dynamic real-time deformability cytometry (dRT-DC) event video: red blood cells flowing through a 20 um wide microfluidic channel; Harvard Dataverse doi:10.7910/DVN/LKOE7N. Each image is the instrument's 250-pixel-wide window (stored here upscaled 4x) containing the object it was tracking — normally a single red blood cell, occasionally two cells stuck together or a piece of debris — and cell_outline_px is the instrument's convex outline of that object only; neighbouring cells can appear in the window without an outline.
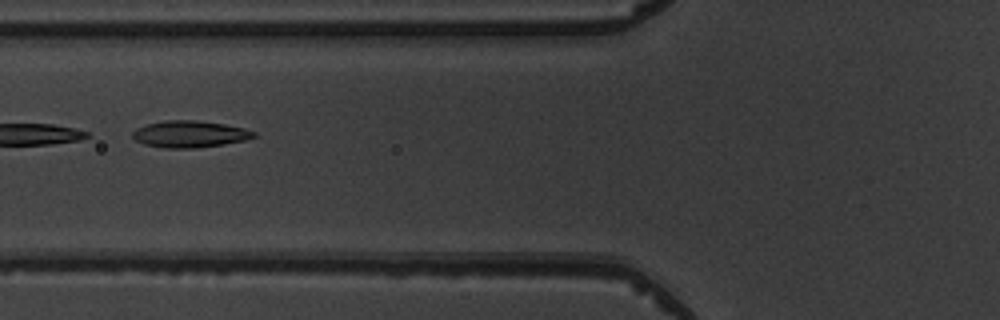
{"species": "common noctule bat (a hibernating species)", "species_latin": "Nyctalus noctula", "temperature_condition": "warm", "stored_images_in_passage": 4, "camera_frame_rate_fps": 3000, "um_per_image_px": 0.085, "animal": {"sex": "male", "body_mass_g": 19.5, "forearm_length_mm": 54.6}, "frame": {"image": 1, "passage_image": 4, "time_ms": 3.333, "image_size_px": [1000, 320], "cell_outline_px": [[256, 136], [244, 140], [224, 144], [196, 148], [164, 148], [144, 144], [136, 140], [132, 136], [132, 132], [136, 128], [148, 124], [164, 120], [196, 120], [224, 124], [244, 128], [256, 132]], "centroid_in_image_um": [16.12, 11.4], "position_along_channel_um": 109.7, "area_um2": 18.84}}